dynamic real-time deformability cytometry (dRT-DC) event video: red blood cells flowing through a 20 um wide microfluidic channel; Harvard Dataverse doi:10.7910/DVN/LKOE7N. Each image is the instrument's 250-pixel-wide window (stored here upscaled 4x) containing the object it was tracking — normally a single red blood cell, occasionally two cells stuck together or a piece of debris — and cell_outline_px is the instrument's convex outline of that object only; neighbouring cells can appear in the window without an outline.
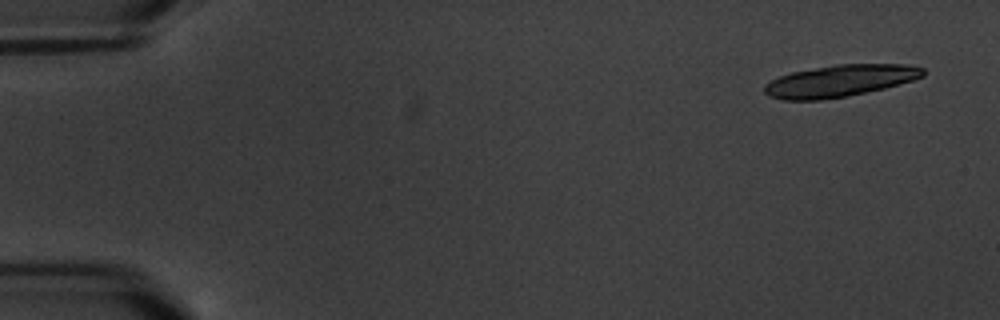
{"species": "common noctule bat (a hibernating species)", "species_latin": "Nyctalus noctula", "temperature_condition": "warm", "stored_images_in_passage": 12, "camera_frame_rate_fps": 3000, "um_per_image_px": 0.085, "animal": {"sex": "male", "body_mass_g": 20.1, "forearm_length_mm": 53.5}, "frame": {"image": 1, "passage_image": 1, "time_ms": 0.0, "image_size_px": [1000, 320], "cell_outline_px": [[924, 76], [912, 80], [884, 88], [844, 96], [820, 100], [784, 100], [768, 96], [764, 92], [764, 84], [780, 76], [792, 72], [836, 64], [908, 64], [924, 68]], "centroid_in_image_um": [71.37, 6.86], "position_along_channel_um": 13.6, "area_um2": 29.19}}
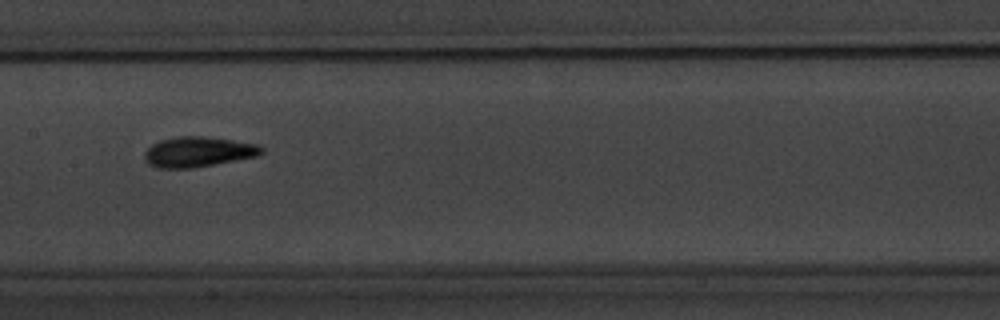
{"frame": {"image": 2, "passage_image": 9, "time_ms": 9.333, "image_size_px": [1000, 320], "cell_outline_px": [[264, 152], [256, 156], [236, 160], [192, 168], [156, 168], [148, 164], [144, 160], [144, 152], [152, 144], [160, 140], [180, 136], [204, 136], [232, 140], [256, 144], [264, 148]], "centroid_in_image_um": [16.81, 12.91], "position_along_channel_um": 190.6, "area_um2": 20.58}}
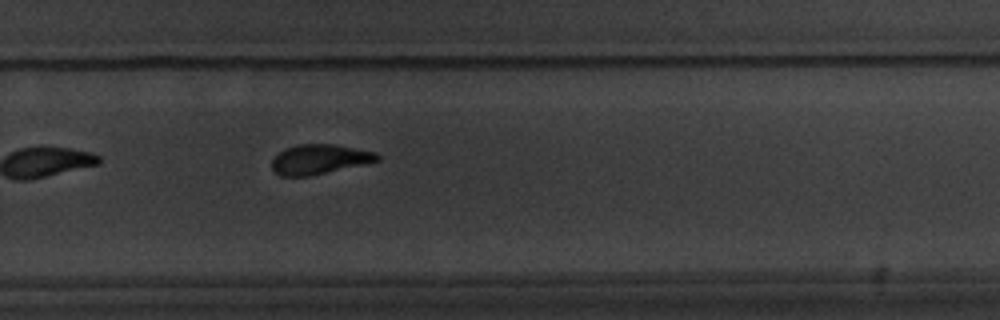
{"frame": {"image": 3, "passage_image": 12, "time_ms": 12.667, "image_size_px": [1000, 320], "cell_outline_px": [[380, 160], [308, 176], [280, 176], [272, 168], [272, 160], [284, 148], [296, 144], [332, 144], [376, 152], [380, 156]], "centroid_in_image_um": [27.12, 13.53], "position_along_channel_um": 302.7, "area_um2": 17.98}}